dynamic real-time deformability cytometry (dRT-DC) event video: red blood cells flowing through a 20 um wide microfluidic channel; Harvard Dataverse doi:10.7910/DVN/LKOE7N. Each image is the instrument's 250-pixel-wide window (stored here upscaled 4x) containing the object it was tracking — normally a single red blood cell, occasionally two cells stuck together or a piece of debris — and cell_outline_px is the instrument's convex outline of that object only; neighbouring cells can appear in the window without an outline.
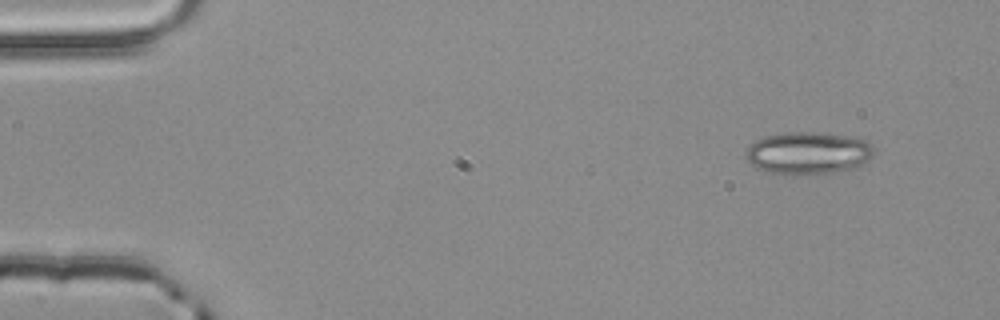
{"species": "common noctule bat (a hibernating species)", "species_latin": "Nyctalus noctula", "temperature_condition": "room temperature", "stored_images_in_passage": 4, "camera_frame_rate_fps": 3000, "um_per_image_px": 0.085, "animal": {"sex": "male", "body_mass_g": 20.4}, "frame": {"image": 1, "passage_image": 1, "time_ms": 0.0, "image_size_px": [1000, 320], "cell_outline_px": [[872, 156], [868, 160], [856, 168], [832, 172], [792, 176], [772, 172], [756, 168], [748, 164], [744, 156], [744, 152], [756, 140], [764, 136], [788, 132], [812, 132], [856, 136], [868, 140], [872, 144]], "centroid_in_image_um": [68.68, 13.01], "position_along_channel_um": 16.3, "area_um2": 32.14}}